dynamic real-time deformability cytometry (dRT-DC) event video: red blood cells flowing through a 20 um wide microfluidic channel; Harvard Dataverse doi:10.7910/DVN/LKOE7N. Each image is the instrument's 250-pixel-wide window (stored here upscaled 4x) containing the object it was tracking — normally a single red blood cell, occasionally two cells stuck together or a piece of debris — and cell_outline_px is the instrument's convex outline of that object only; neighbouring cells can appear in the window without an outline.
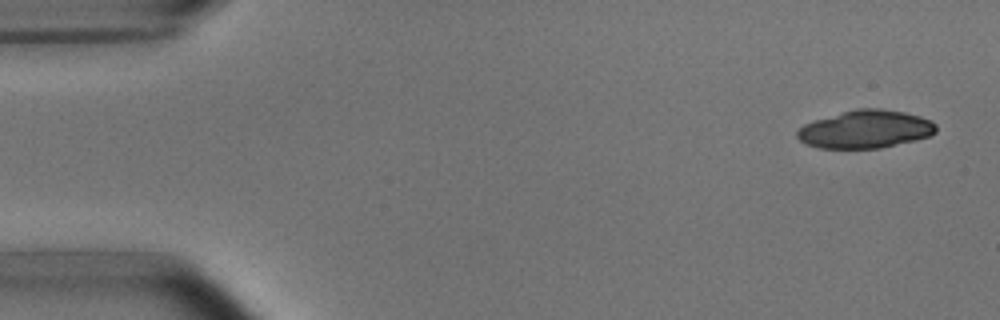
{"species": "common noctule bat (a hibernating species)", "species_latin": "Nyctalus noctula", "temperature_condition": "room temperature", "stored_images_in_passage": 5, "camera_frame_rate_fps": 3000, "um_per_image_px": 0.085, "animal": {"sex": "male", "body_mass_g": 15.6}, "frame": {"image": 1, "passage_image": 1, "time_ms": 0.0, "image_size_px": [1000, 320], "cell_outline_px": [[936, 132], [928, 136], [916, 140], [880, 148], [820, 148], [808, 144], [800, 140], [796, 136], [796, 132], [804, 124], [816, 120], [856, 108], [880, 108], [904, 112], [920, 116], [932, 120], [936, 124]], "centroid_in_image_um": [73.59, 10.98], "position_along_channel_um": 11.4, "area_um2": 30.52}}